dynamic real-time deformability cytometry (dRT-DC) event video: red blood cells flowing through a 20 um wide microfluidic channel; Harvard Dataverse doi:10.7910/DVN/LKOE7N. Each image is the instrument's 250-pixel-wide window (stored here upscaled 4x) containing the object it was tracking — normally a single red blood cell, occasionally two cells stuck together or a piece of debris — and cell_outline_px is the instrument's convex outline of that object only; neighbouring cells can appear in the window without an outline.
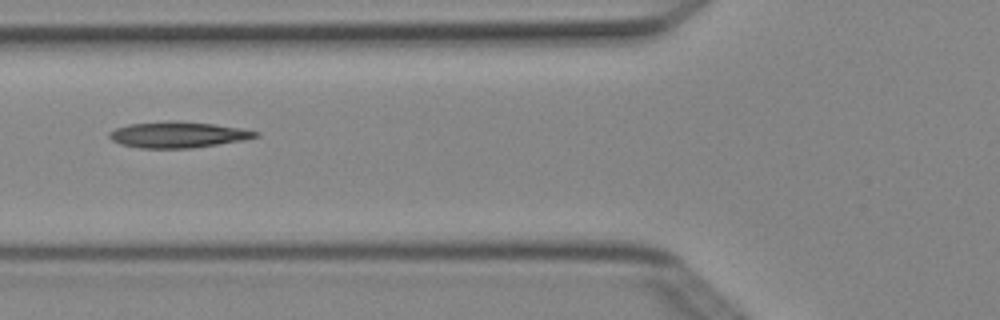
{"species": "Egyptian fruit bat (a non-hibernating species)", "species_latin": "Rousettus aegyptiacus", "temperature_condition": "cold", "stored_images_in_passage": 5, "camera_frame_rate_fps": 3000, "um_per_image_px": 0.085, "animal": {"sex": "female"}, "frame": {"image": 1, "passage_image": 5, "time_ms": 1.333, "image_size_px": [1000, 320], "cell_outline_px": [[260, 136], [244, 140], [192, 148], [140, 148], [120, 144], [112, 140], [108, 136], [108, 132], [116, 128], [128, 124], [168, 120], [172, 120], [212, 124], [240, 128], [260, 132]], "centroid_in_image_um": [15.1, 11.44], "position_along_channel_um": 110.7, "area_um2": 22.25}}